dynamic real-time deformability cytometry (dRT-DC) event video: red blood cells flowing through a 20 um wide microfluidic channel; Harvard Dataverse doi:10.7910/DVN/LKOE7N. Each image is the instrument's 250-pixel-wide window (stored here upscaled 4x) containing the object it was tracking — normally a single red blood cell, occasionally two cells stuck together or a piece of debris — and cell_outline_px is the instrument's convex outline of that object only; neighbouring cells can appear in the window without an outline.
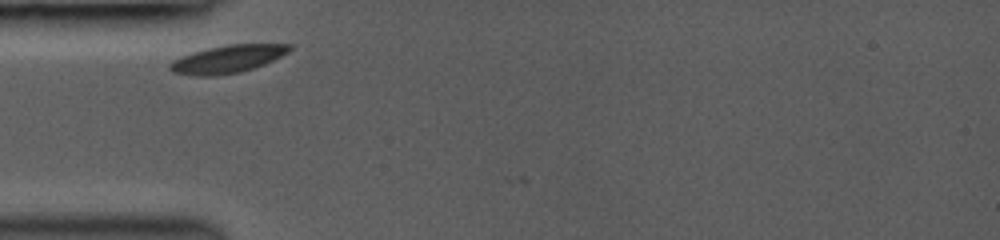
{"species": "common noctule bat (a hibernating species)", "species_latin": "Nyctalus noctula", "temperature_condition": "room temperature", "stored_images_in_passage": 3, "camera_frame_rate_fps": 3000, "um_per_image_px": 0.085, "animal": {"sex": "female", "body_mass_g": 19.0, "forearm_length_mm": 53.3}, "frame": {"image": 1, "passage_image": 2, "time_ms": 0.333, "image_size_px": [1000, 240], "cell_outline_px": [[292, 48], [288, 52], [264, 64], [240, 72], [212, 76], [196, 76], [172, 72], [168, 68], [168, 64], [172, 60], [180, 56], [192, 52], [208, 48], [228, 44], [292, 44]], "centroid_in_image_um": [19.29, 5.02], "position_along_channel_um": 65.7, "area_um2": 19.31}}